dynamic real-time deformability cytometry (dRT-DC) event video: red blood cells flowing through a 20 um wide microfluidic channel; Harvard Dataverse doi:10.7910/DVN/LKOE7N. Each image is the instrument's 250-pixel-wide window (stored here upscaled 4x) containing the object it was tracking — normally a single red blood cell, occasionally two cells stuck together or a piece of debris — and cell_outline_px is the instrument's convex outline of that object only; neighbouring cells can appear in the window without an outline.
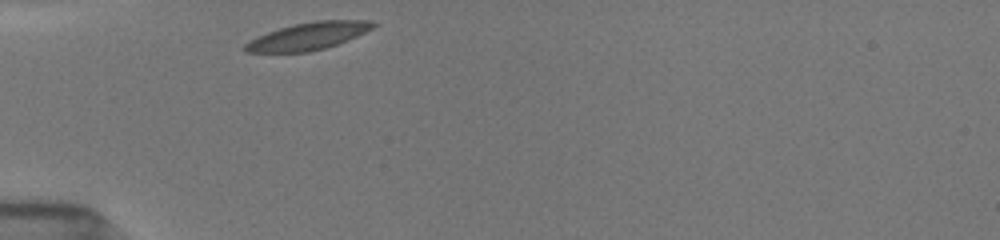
{"species": "common noctule bat (a hibernating species)", "species_latin": "Nyctalus noctula", "temperature_condition": "room temperature", "stored_images_in_passage": 29, "camera_frame_rate_fps": 3000, "um_per_image_px": 0.085, "animal": {"sex": "female", "body_mass_g": 19.5, "forearm_length_mm": 54.1}, "frame": {"image": 1, "passage_image": 1, "time_ms": 0.0, "image_size_px": [1000, 240], "cell_outline_px": [[380, 24], [348, 40], [324, 48], [308, 52], [244, 52], [240, 48], [248, 40], [256, 36], [292, 24], [316, 20], [364, 20]], "centroid_in_image_um": [26.13, 3.07], "position_along_channel_um": 58.9, "area_um2": 20.46}}
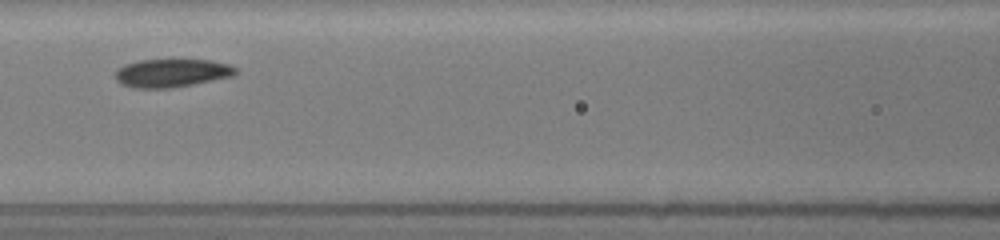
{"frame": {"image": 2, "passage_image": 9, "time_ms": 2.667, "image_size_px": [1000, 240], "cell_outline_px": [[236, 72], [232, 76], [172, 88], [132, 88], [120, 84], [116, 80], [116, 68], [124, 64], [140, 60], [212, 60], [228, 64], [236, 68]], "centroid_in_image_um": [14.54, 6.21], "position_along_channel_um": 152.1, "area_um2": 19.77}}
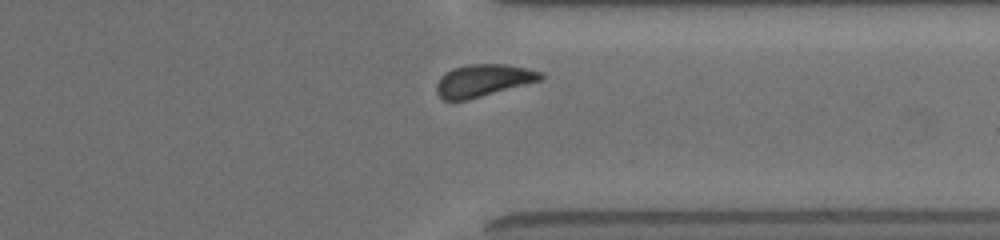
{"frame": {"image": 3, "passage_image": 26, "time_ms": 8.333, "image_size_px": [1000, 240], "cell_outline_px": [[544, 80], [468, 100], [444, 100], [436, 92], [436, 84], [440, 76], [444, 72], [452, 68], [468, 64], [504, 64], [528, 68], [544, 72]], "centroid_in_image_um": [41.11, 6.83], "position_along_channel_um": 370.3, "area_um2": 20.0}, "authors_computed_cell_mechanics": {"area_um2": 20.23, "velocity_mm_per_s": 3.854, "shape_relaxation_time_tau1_ms": 2.8992, "shape_relaxation_time_tau2_ms": null, "deformation_change_tau1": 0.0806, "deformation_change_tau2": null}}